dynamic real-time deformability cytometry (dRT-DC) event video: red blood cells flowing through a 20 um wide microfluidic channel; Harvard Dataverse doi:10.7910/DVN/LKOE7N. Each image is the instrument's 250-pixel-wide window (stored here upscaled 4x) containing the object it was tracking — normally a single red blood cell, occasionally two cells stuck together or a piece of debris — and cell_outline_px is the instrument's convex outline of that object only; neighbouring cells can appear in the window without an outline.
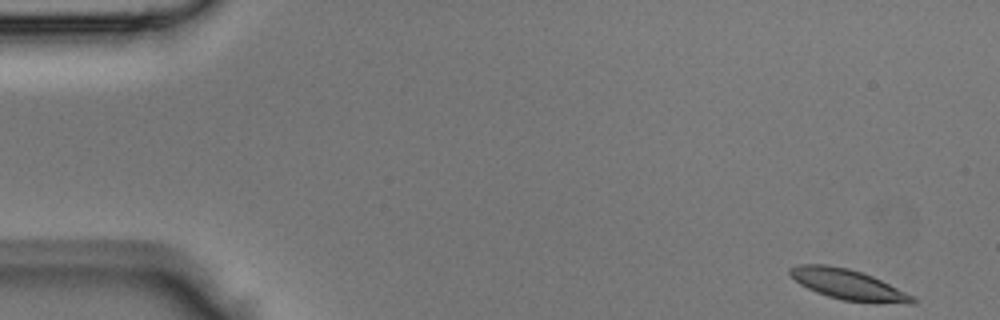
{"species": "Egyptian fruit bat (a non-hibernating species)", "species_latin": "Rousettus aegyptiacus", "temperature_condition": "room temperature", "stored_images_in_passage": 42, "camera_frame_rate_fps": 3000, "um_per_image_px": 0.085, "animal": {"sex": "male"}, "frame": {"image": 1, "passage_image": 1, "time_ms": 0.0, "image_size_px": [1000, 320], "cell_outline_px": [[916, 304], [908, 304], [840, 300], [816, 292], [800, 284], [788, 272], [788, 268], [800, 264], [824, 264], [848, 268], [872, 276], [916, 296]], "centroid_in_image_um": [72.12, 24.19], "position_along_channel_um": 12.9, "area_um2": 21.62}}
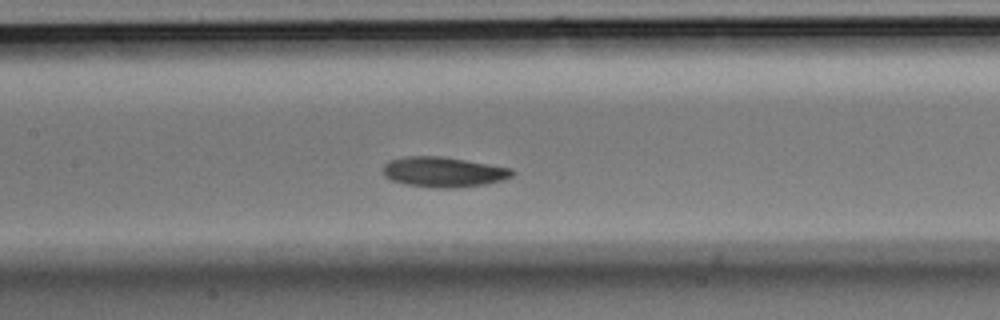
{"frame": {"image": 2, "passage_image": 19, "time_ms": 6.0, "image_size_px": [1000, 320], "cell_outline_px": [[516, 172], [512, 176], [488, 184], [456, 188], [436, 188], [404, 184], [392, 180], [384, 176], [384, 164], [388, 160], [404, 156], [440, 156], [512, 168]], "centroid_in_image_um": [37.69, 14.62], "position_along_channel_um": 169.7, "area_um2": 22.77}}
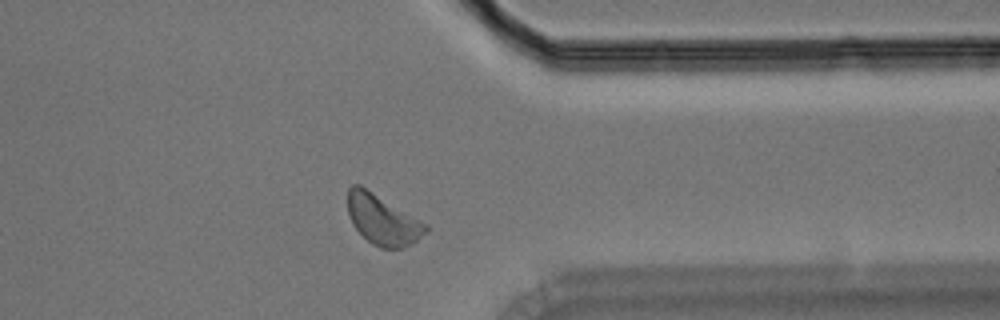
{"frame": {"image": 3, "passage_image": 33, "time_ms": 10.667, "image_size_px": [1000, 320], "cell_outline_px": [[428, 232], [412, 244], [400, 248], [380, 248], [372, 244], [352, 224], [348, 212], [348, 188], [352, 184], [360, 184], [428, 224]], "centroid_in_image_um": [32.54, 18.67], "position_along_channel_um": 378.9, "area_um2": 22.77}}